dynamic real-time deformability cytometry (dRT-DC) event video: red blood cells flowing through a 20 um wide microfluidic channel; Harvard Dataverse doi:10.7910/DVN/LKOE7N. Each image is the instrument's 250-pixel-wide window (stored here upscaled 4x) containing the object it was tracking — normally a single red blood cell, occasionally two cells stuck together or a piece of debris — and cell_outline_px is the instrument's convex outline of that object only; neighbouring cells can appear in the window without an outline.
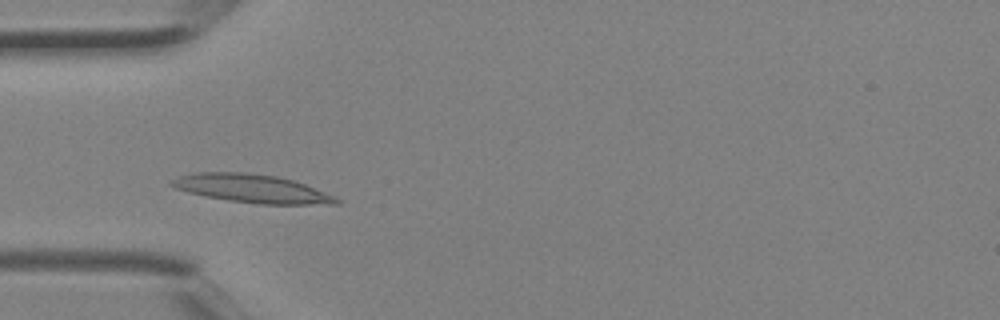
{"species": "Egyptian fruit bat (a non-hibernating species)", "species_latin": "Rousettus aegyptiacus", "temperature_condition": "room temperature", "stored_images_in_passage": 1, "camera_frame_rate_fps": 3000, "um_per_image_px": 0.085, "animal": {"sex": "female"}, "frame": {"image": 1, "passage_image": 1, "time_ms": 0.0, "image_size_px": [1000, 320], "cell_outline_px": [[340, 204], [260, 204], [228, 200], [204, 196], [188, 192], [176, 188], [168, 184], [168, 180], [180, 176], [196, 172], [244, 172], [276, 176], [292, 180], [304, 184], [336, 196], [340, 200]], "centroid_in_image_um": [21.39, 16.02], "position_along_channel_um": 63.6, "area_um2": 27.17}}